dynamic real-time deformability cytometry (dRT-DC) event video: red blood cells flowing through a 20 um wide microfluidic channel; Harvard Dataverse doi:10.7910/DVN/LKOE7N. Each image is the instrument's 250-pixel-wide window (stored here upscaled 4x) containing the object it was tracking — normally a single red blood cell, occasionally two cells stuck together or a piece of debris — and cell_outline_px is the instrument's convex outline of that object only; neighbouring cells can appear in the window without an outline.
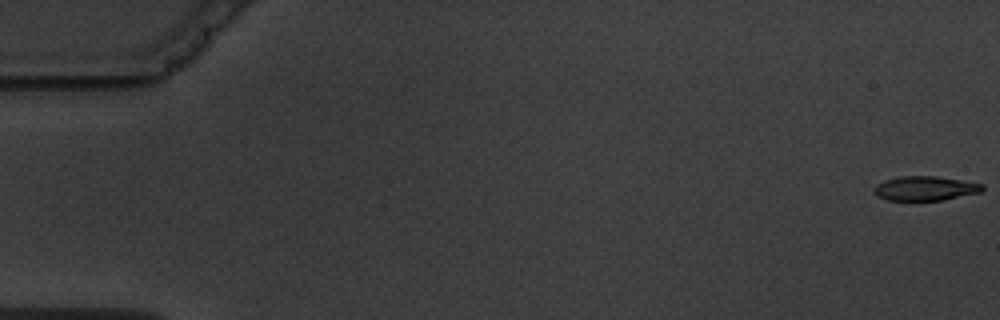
{"species": "common noctule bat (a hibernating species)", "species_latin": "Nyctalus noctula", "temperature_condition": "warm", "stored_images_in_passage": 9, "camera_frame_rate_fps": 3000, "um_per_image_px": 0.085, "animal": {"sex": "male", "body_mass_g": 19.5, "forearm_length_mm": 54.6}, "frame": {"image": 1, "passage_image": 1, "time_ms": 0.0, "image_size_px": [1000, 320], "cell_outline_px": [[984, 188], [980, 192], [944, 200], [888, 200], [876, 196], [872, 192], [872, 188], [876, 184], [884, 180], [900, 176], [936, 176], [984, 184]], "centroid_in_image_um": [78.59, 16.01], "position_along_channel_um": 6.4, "area_um2": 15.49}}
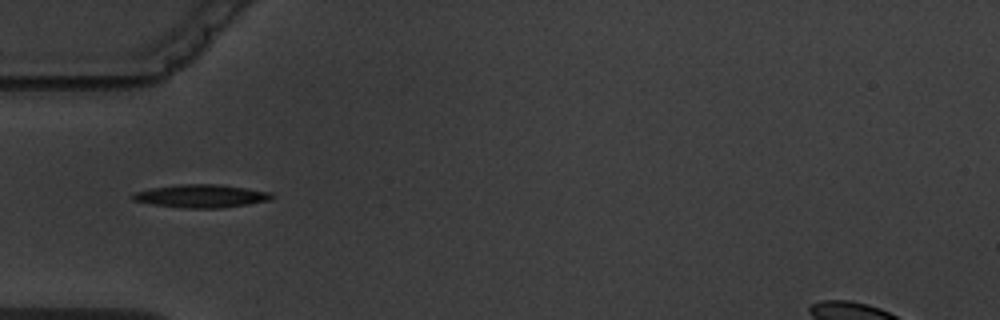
{"frame": {"image": 2, "passage_image": 6, "time_ms": 6.0, "image_size_px": [1000, 320], "cell_outline_px": [[276, 196], [272, 200], [248, 204], [220, 208], [184, 208], [152, 204], [132, 200], [132, 196], [136, 192], [152, 188], [180, 184], [220, 184], [248, 188], [272, 192]], "centroid_in_image_um": [17.18, 16.66], "position_along_channel_um": 67.8, "area_um2": 18.79}}
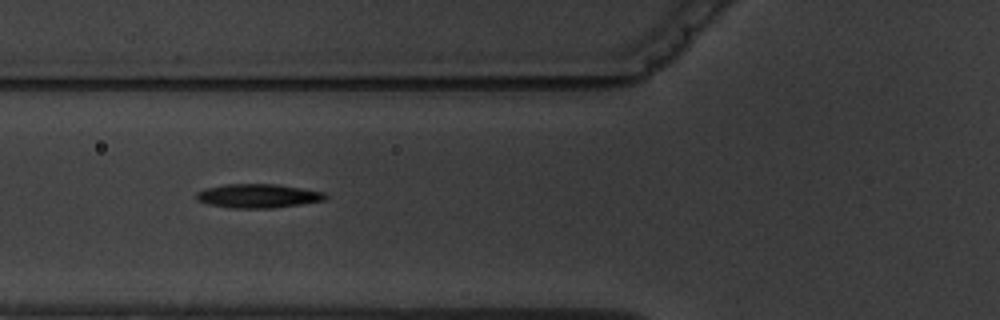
{"frame": {"image": 3, "passage_image": 7, "time_ms": 7.0, "image_size_px": [1000, 320], "cell_outline_px": [[328, 196], [324, 200], [300, 204], [272, 208], [232, 208], [208, 204], [196, 200], [196, 192], [208, 188], [224, 184], [276, 184], [324, 192]], "centroid_in_image_um": [21.91, 16.65], "position_along_channel_um": 103.9, "area_um2": 17.86}}